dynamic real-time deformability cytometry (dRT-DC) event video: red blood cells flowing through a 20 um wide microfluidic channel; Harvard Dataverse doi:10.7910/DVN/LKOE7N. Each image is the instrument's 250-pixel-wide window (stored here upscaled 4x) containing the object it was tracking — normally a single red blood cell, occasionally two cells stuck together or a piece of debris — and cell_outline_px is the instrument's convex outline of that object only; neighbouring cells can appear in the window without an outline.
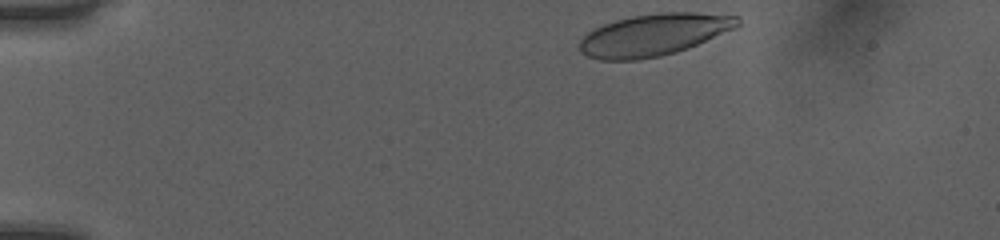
{"species": "human", "species_latin": "Homo sapiens", "temperature_condition": "room temperature", "stored_images_in_passage": 36, "camera_frame_rate_fps": 3000, "um_per_image_px": 0.085, "donor": {"sex": "female"}, "frame": {"image": 1, "passage_image": 1, "time_ms": 0.0, "image_size_px": [1000, 240], "cell_outline_px": [[740, 24], [736, 28], [688, 48], [676, 52], [660, 56], [636, 60], [600, 60], [588, 56], [580, 52], [580, 40], [592, 28], [616, 20], [632, 16], [660, 12], [696, 12], [740, 16]], "centroid_in_image_um": [55.59, 2.95], "position_along_channel_um": 29.4, "area_um2": 38.73}}
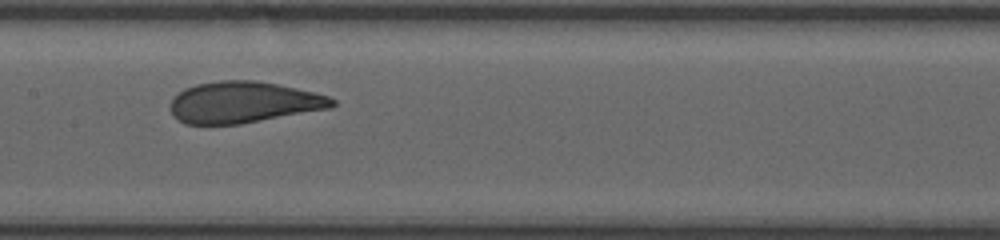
{"frame": {"image": 2, "passage_image": 19, "time_ms": 6.0, "image_size_px": [1000, 240], "cell_outline_px": [[336, 104], [332, 108], [240, 124], [184, 124], [172, 112], [168, 104], [184, 88], [196, 84], [220, 80], [256, 80], [316, 92], [332, 96], [336, 100]], "centroid_in_image_um": [20.75, 8.69], "position_along_channel_um": 186.7, "area_um2": 39.13}}
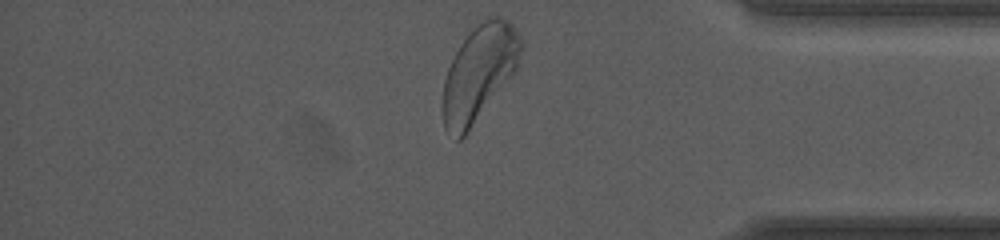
{"frame": {"image": 3, "passage_image": 36, "time_ms": 11.667, "image_size_px": [1000, 240], "cell_outline_px": [[524, 44], [516, 68], [464, 136], [460, 140], [456, 140], [444, 128], [440, 112], [440, 104], [444, 80], [448, 68], [460, 44], [484, 16], [504, 16], [512, 24], [520, 36]], "centroid_in_image_um": [40.68, 6.18], "position_along_channel_um": 394.5, "area_um2": 43.47}, "authors_computed_cell_mechanics": {"area_um2": 39.304, "velocity_mm_per_s": 4.0014, "shape_relaxation_time_tau1_ms": 3.1185, "shape_relaxation_time_tau2_ms": null, "deformation_change_tau1": 0.1457, "deformation_change_tau2": null}}